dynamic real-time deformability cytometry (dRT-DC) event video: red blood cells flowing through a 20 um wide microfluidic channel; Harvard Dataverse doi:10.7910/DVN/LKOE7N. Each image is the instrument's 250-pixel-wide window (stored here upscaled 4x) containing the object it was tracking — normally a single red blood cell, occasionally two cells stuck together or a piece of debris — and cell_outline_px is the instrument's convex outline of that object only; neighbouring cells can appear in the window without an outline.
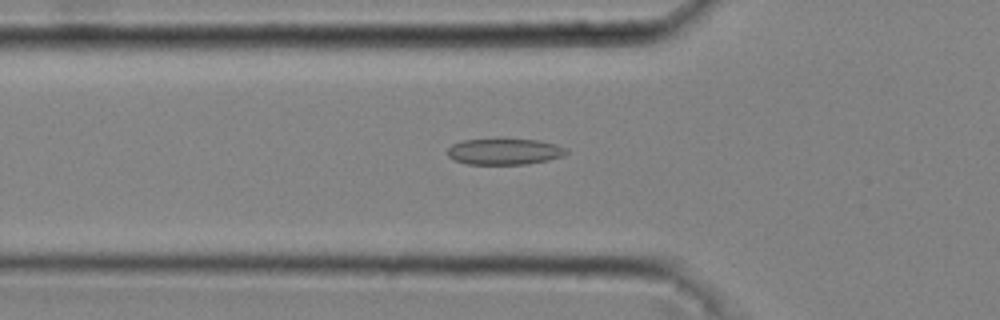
{"species": "common noctule bat (a hibernating species)", "species_latin": "Nyctalus noctula", "temperature_condition": "cold", "stored_images_in_passage": 43, "camera_frame_rate_fps": 3000, "um_per_image_px": 0.085, "animal": {"sex": "male", "body_mass_g": 20.4}, "frame": {"image": 1, "passage_image": 13, "time_ms": 4.0, "image_size_px": [1000, 320], "cell_outline_px": [[568, 152], [564, 156], [548, 160], [528, 164], [468, 164], [456, 160], [448, 156], [448, 148], [452, 144], [464, 140], [496, 136], [504, 136], [540, 140], [556, 144], [564, 148]], "centroid_in_image_um": [42.88, 12.82], "position_along_channel_um": 82.9, "area_um2": 19.02}}
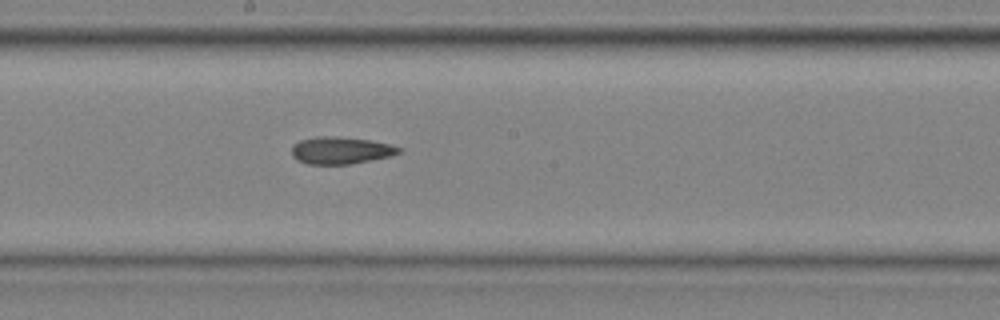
{"frame": {"image": 2, "passage_image": 23, "time_ms": 7.333, "image_size_px": [1000, 320], "cell_outline_px": [[404, 148], [400, 152], [388, 156], [352, 164], [308, 164], [296, 160], [292, 156], [292, 144], [300, 140], [316, 136], [336, 136], [368, 140], [388, 144]], "centroid_in_image_um": [28.91, 12.78], "position_along_channel_um": 219.3, "area_um2": 16.94}}
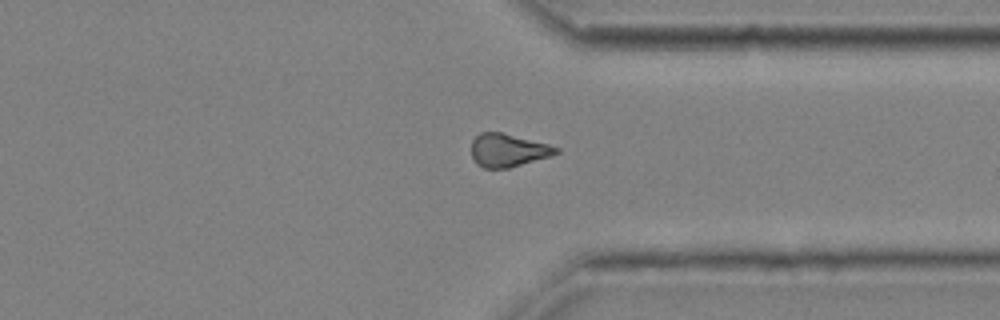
{"frame": {"image": 3, "passage_image": 34, "time_ms": 11.0, "image_size_px": [1000, 320], "cell_outline_px": [[560, 152], [552, 156], [508, 168], [484, 168], [476, 164], [472, 156], [472, 140], [480, 132], [500, 132], [548, 144], [560, 148]], "centroid_in_image_um": [43.19, 12.78], "position_along_channel_um": 368.2, "area_um2": 16.3}, "authors_computed_cell_mechanics": {"area_um2": 17.1666, "velocity_mm_per_s": 4.0852, "shape_relaxation_time_tau1_ms": null, "shape_relaxation_time_tau2_ms": 5.7913, "deformation_change_tau1": null, "deformation_change_tau2": 0.149}}